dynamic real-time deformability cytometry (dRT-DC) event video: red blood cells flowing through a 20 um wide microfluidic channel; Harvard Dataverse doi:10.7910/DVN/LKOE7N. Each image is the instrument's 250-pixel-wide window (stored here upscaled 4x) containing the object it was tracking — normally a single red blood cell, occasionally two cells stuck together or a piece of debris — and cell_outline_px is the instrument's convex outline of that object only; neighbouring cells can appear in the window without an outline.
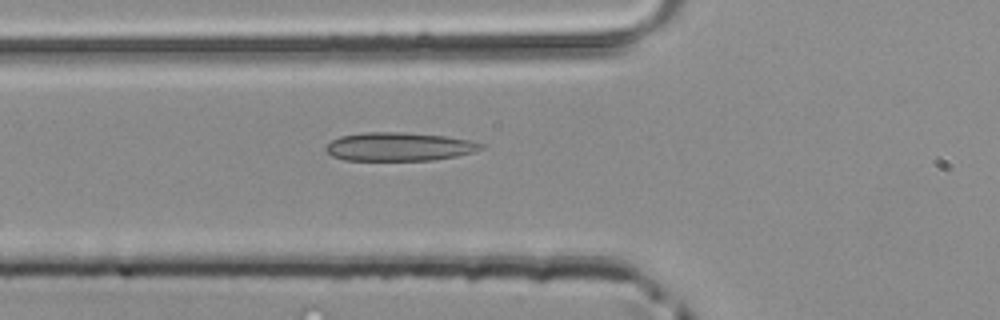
{"species": "common noctule bat (a hibernating species)", "species_latin": "Nyctalus noctula", "temperature_condition": "room temperature", "stored_images_in_passage": 35, "camera_frame_rate_fps": 3000, "um_per_image_px": 0.085, "animal": {"sex": "male", "body_mass_g": 20.4}, "frame": {"image": 1, "passage_image": 4, "time_ms": 1.0, "image_size_px": [1000, 320], "cell_outline_px": [[484, 148], [472, 152], [456, 156], [432, 160], [344, 160], [332, 156], [324, 148], [332, 140], [340, 136], [364, 132], [404, 132], [444, 136], [472, 140], [484, 144]], "centroid_in_image_um": [33.92, 12.46], "position_along_channel_um": 91.9, "area_um2": 25.78}}
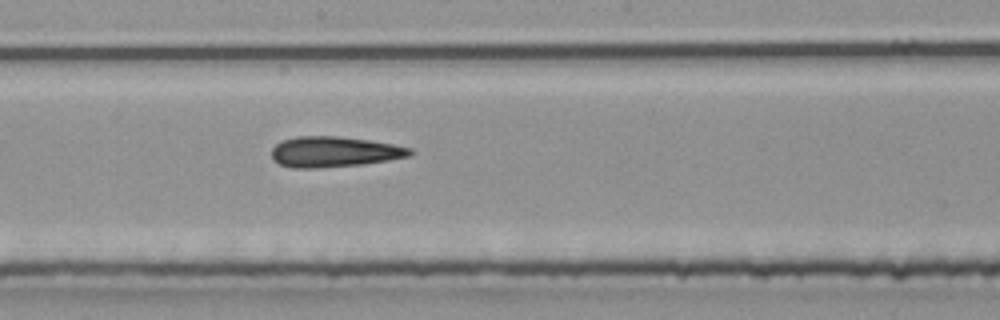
{"frame": {"image": 2, "passage_image": 13, "time_ms": 4.0, "image_size_px": [1000, 320], "cell_outline_px": [[416, 152], [412, 156], [364, 164], [320, 168], [292, 168], [280, 164], [272, 160], [272, 148], [280, 140], [296, 136], [336, 136], [368, 140], [392, 144], [412, 148]], "centroid_in_image_um": [28.41, 12.91], "position_along_channel_um": 219.8, "area_um2": 24.91}}
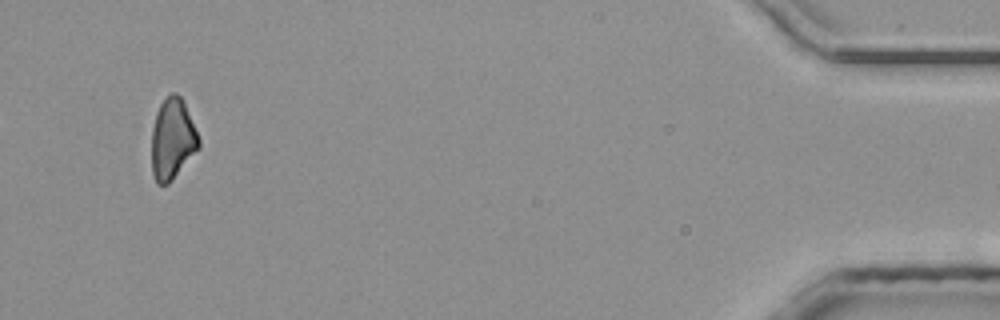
{"frame": {"image": 3, "passage_image": 33, "time_ms": 10.667, "image_size_px": [1000, 320], "cell_outline_px": [[200, 148], [172, 180], [168, 184], [156, 184], [152, 176], [152, 128], [156, 112], [164, 96], [172, 92], [176, 92], [184, 100], [200, 140]], "centroid_in_image_um": [14.66, 11.8], "position_along_channel_um": 420.5, "area_um2": 22.6}}